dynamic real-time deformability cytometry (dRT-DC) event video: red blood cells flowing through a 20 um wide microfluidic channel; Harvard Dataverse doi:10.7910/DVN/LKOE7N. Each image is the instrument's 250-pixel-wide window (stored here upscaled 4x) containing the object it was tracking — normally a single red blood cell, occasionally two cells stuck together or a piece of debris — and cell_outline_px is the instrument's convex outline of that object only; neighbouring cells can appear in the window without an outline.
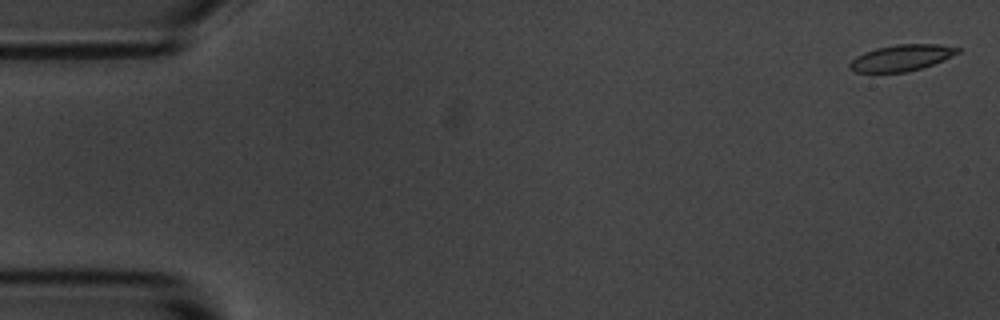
{"species": "common noctule bat (a hibernating species)", "species_latin": "Nyctalus noctula", "temperature_condition": "room temperature", "stored_images_in_passage": 5, "camera_frame_rate_fps": 3000, "um_per_image_px": 0.085, "animal": {"sex": "male", "body_mass_g": 20.1, "forearm_length_mm": 53.5}, "frame": {"image": 1, "passage_image": 1, "time_ms": 0.0, "image_size_px": [1000, 320], "cell_outline_px": [[960, 52], [952, 56], [932, 64], [920, 68], [904, 72], [856, 72], [848, 68], [848, 64], [856, 56], [864, 52], [876, 48], [896, 44], [940, 44], [960, 48]], "centroid_in_image_um": [76.6, 4.9], "position_along_channel_um": 8.4, "area_um2": 16.42}}
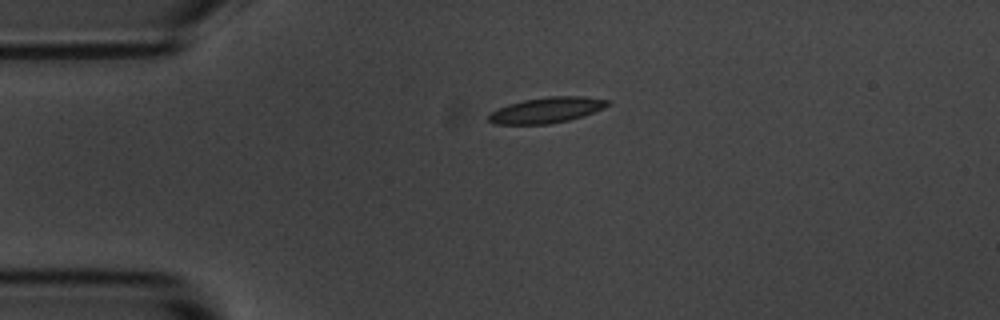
{"frame": {"image": 2, "passage_image": 4, "time_ms": 3.667, "image_size_px": [1000, 320], "cell_outline_px": [[608, 104], [604, 108], [568, 120], [548, 124], [496, 124], [488, 120], [488, 116], [492, 112], [508, 104], [524, 100], [548, 96], [580, 96], [608, 100]], "centroid_in_image_um": [46.43, 9.35], "position_along_channel_um": 38.6, "area_um2": 17.4}}